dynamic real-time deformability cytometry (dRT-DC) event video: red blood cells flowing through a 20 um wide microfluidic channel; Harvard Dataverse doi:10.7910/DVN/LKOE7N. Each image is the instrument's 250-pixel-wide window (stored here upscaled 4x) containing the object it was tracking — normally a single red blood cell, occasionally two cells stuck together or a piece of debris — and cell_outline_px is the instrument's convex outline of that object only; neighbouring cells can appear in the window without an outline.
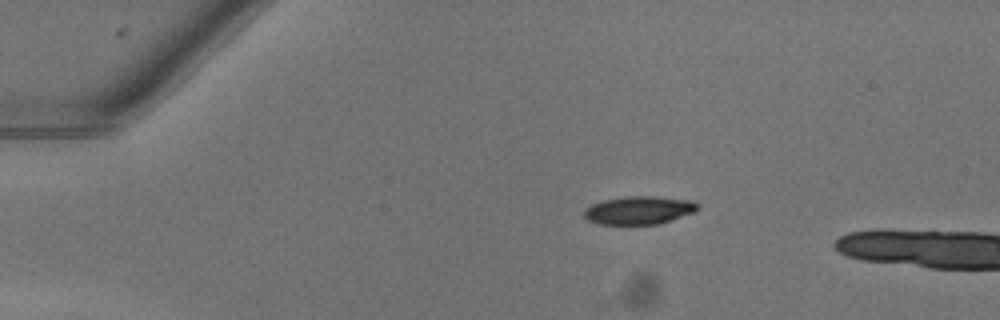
{"species": "common noctule bat (a hibernating species)", "species_latin": "Nyctalus noctula", "temperature_condition": "warm", "stored_images_in_passage": 5, "camera_frame_rate_fps": 3000, "um_per_image_px": 0.085, "animal": {"sex": "female"}, "frame": {"image": 1, "passage_image": 1, "time_ms": 0.0, "image_size_px": [1000, 320], "cell_outline_px": [[700, 208], [696, 212], [656, 224], [600, 224], [588, 220], [584, 216], [584, 208], [592, 204], [604, 200], [624, 196], [652, 196], [692, 200], [700, 204]], "centroid_in_image_um": [54.34, 17.86], "position_along_channel_um": 30.7, "area_um2": 18.67}}